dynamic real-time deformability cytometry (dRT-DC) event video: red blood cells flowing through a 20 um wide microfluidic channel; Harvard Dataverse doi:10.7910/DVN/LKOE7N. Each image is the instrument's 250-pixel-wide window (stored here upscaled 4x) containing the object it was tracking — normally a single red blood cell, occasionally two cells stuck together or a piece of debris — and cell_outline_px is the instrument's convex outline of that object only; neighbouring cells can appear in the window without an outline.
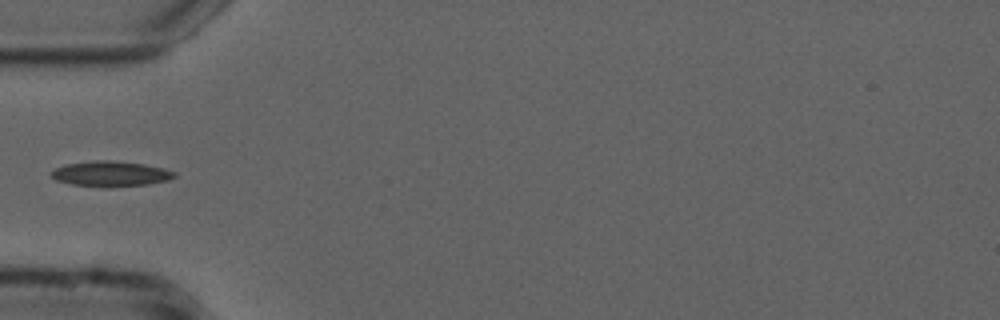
{"species": "common noctule bat (a hibernating species)", "species_latin": "Nyctalus noctula", "temperature_condition": "cold", "stored_images_in_passage": 37, "camera_frame_rate_fps": 3000, "um_per_image_px": 0.085, "animal": {"sex": "male", "forearm_length_mm": 52.5}, "frame": {"image": 1, "passage_image": 1, "time_ms": 0.0, "image_size_px": [1000, 320], "cell_outline_px": [[176, 176], [168, 180], [148, 184], [104, 188], [72, 184], [56, 180], [52, 176], [52, 172], [56, 168], [68, 164], [96, 160], [112, 160], [144, 164], [164, 168], [176, 172]], "centroid_in_image_um": [9.45, 14.78], "position_along_channel_um": 75.6, "area_um2": 18.15}}
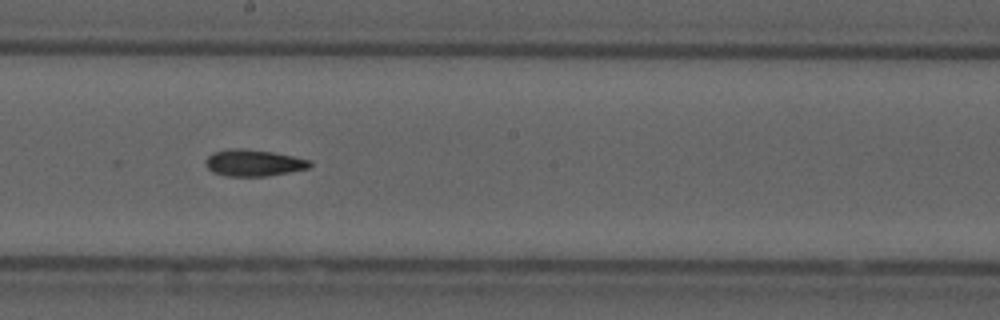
{"frame": {"image": 2, "passage_image": 13, "time_ms": 4.0, "image_size_px": [1000, 320], "cell_outline_px": [[312, 164], [308, 168], [288, 172], [264, 176], [224, 176], [212, 172], [204, 164], [204, 160], [212, 152], [232, 148], [244, 148], [272, 152], [312, 160]], "centroid_in_image_um": [21.51, 13.84], "position_along_channel_um": 226.7, "area_um2": 16.24}}
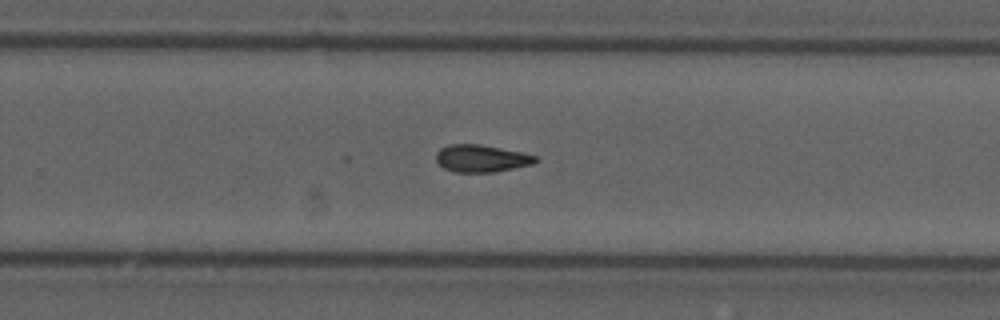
{"frame": {"image": 3, "passage_image": 18, "time_ms": 5.667, "image_size_px": [1000, 320], "cell_outline_px": [[540, 160], [532, 164], [496, 172], [452, 172], [444, 168], [436, 160], [436, 152], [440, 148], [448, 144], [480, 144], [520, 152], [536, 156]], "centroid_in_image_um": [40.9, 13.47], "position_along_channel_um": 288.9, "area_um2": 15.84}}